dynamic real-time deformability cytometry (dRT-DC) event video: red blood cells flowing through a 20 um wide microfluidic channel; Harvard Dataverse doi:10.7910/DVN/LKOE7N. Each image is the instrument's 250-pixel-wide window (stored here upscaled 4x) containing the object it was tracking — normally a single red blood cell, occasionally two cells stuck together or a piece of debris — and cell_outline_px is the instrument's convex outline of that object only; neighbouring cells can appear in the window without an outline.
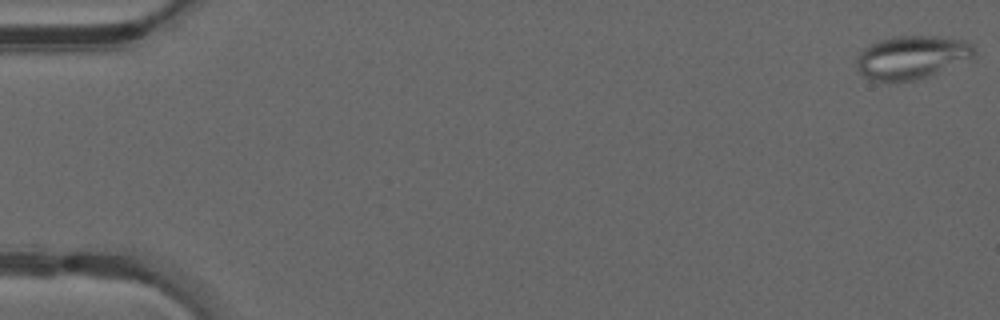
{"species": "common noctule bat (a hibernating species)", "species_latin": "Nyctalus noctula", "temperature_condition": "warm", "stored_images_in_passage": 49, "camera_frame_rate_fps": 3000, "um_per_image_px": 0.085, "animal": {"sex": "male", "forearm_length_mm": 52.5}, "frame": {"image": 1, "passage_image": 1, "time_ms": 0.0, "image_size_px": [1000, 320], "cell_outline_px": [[976, 56], [928, 76], [912, 80], [872, 80], [864, 76], [860, 72], [856, 64], [856, 60], [860, 52], [864, 48], [880, 40], [896, 36], [936, 36], [964, 40], [972, 44], [976, 48]], "centroid_in_image_um": [77.53, 4.85], "position_along_channel_um": 7.5, "area_um2": 29.25}}
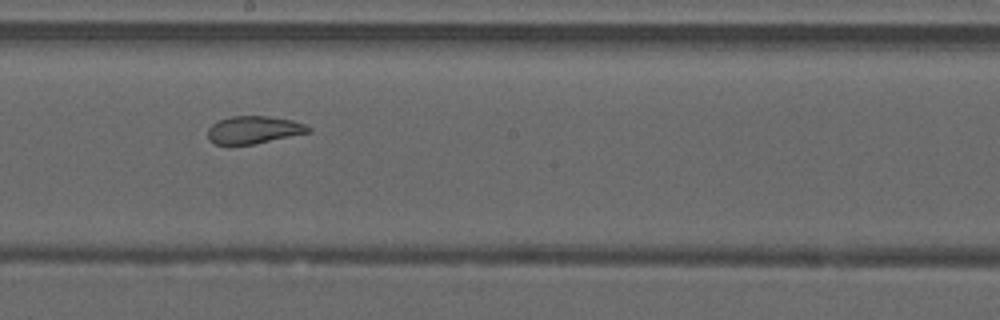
{"frame": {"image": 2, "passage_image": 28, "time_ms": 9.0, "image_size_px": [1000, 320], "cell_outline_px": [[312, 132], [252, 144], [216, 144], [208, 140], [208, 128], [216, 120], [232, 116], [268, 116], [292, 120], [304, 124], [312, 128]], "centroid_in_image_um": [21.56, 11.02], "position_along_channel_um": 226.6, "area_um2": 16.18}}
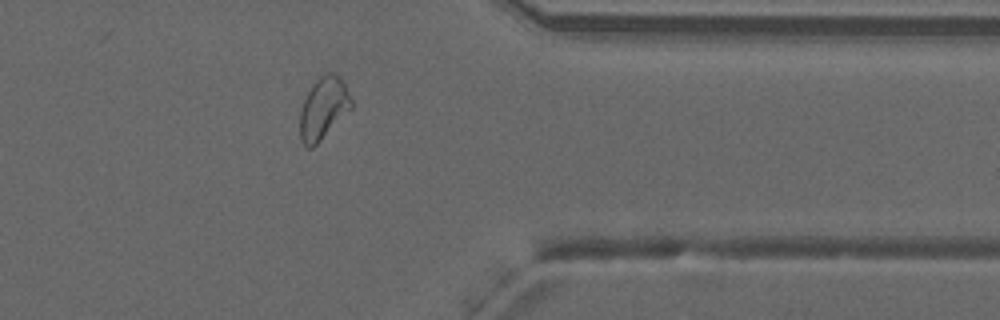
{"frame": {"image": 3, "passage_image": 40, "time_ms": 13.0, "image_size_px": [1000, 320], "cell_outline_px": [[352, 108], [312, 148], [308, 148], [300, 140], [300, 112], [304, 100], [312, 84], [320, 76], [328, 72], [332, 72], [340, 76], [352, 100]], "centroid_in_image_um": [27.48, 9.19], "position_along_channel_um": 383.9, "area_um2": 18.32}, "authors_computed_cell_mechanics": {"area_um2": 21.8484, "velocity_mm_per_s": 4.2017, "shape_relaxation_time_tau1_ms": null, "shape_relaxation_time_tau2_ms": 0.8229, "deformation_change_tau1": null, "deformation_change_tau2": 0.0608}}